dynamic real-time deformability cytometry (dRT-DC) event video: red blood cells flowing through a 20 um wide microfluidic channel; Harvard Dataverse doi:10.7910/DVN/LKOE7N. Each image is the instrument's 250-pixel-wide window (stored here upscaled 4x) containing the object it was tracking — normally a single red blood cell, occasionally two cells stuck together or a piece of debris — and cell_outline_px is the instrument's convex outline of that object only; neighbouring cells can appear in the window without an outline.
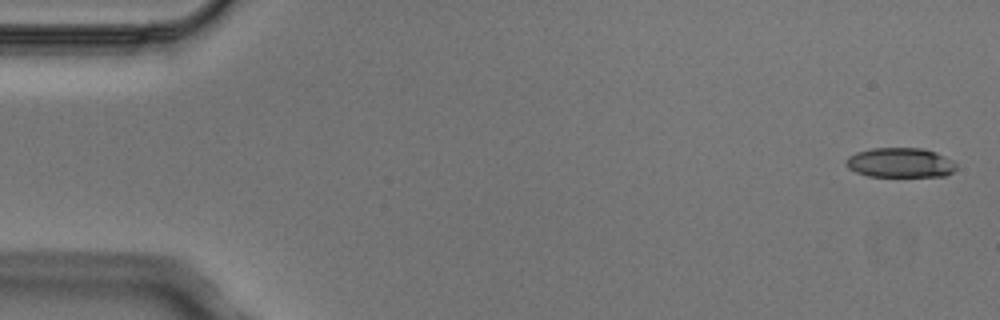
{"species": "Egyptian fruit bat (a non-hibernating species)", "species_latin": "Rousettus aegyptiacus", "temperature_condition": "cold", "stored_images_in_passage": 4, "camera_frame_rate_fps": 3000, "um_per_image_px": 0.085, "animal": {"sex": "male"}, "frame": {"image": 1, "passage_image": 1, "time_ms": 0.0, "image_size_px": [1000, 320], "cell_outline_px": [[956, 168], [952, 172], [944, 176], [868, 176], [856, 172], [848, 168], [844, 160], [848, 156], [856, 152], [872, 148], [924, 148], [936, 152], [952, 160], [956, 164]], "centroid_in_image_um": [76.5, 13.82], "position_along_channel_um": 8.5, "area_um2": 19.13}}
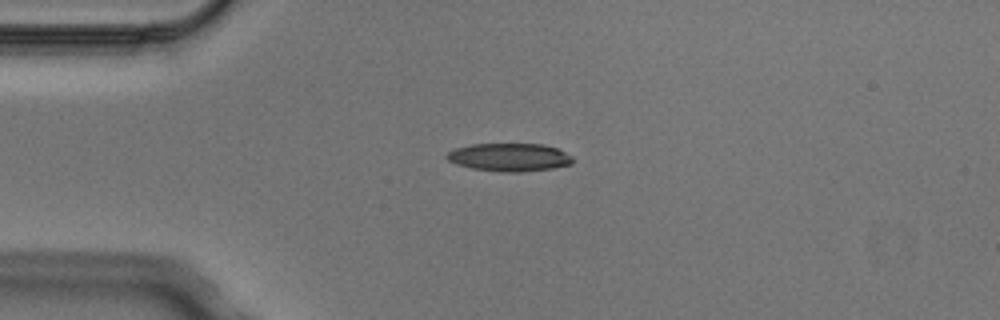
{"frame": {"image": 2, "passage_image": 4, "time_ms": 1.0, "image_size_px": [1000, 320], "cell_outline_px": [[572, 164], [552, 168], [520, 172], [504, 172], [472, 168], [456, 164], [448, 160], [444, 156], [448, 152], [456, 148], [472, 144], [540, 144], [556, 148], [572, 156]], "centroid_in_image_um": [43.27, 13.37], "position_along_channel_um": 41.7, "area_um2": 20.4}}